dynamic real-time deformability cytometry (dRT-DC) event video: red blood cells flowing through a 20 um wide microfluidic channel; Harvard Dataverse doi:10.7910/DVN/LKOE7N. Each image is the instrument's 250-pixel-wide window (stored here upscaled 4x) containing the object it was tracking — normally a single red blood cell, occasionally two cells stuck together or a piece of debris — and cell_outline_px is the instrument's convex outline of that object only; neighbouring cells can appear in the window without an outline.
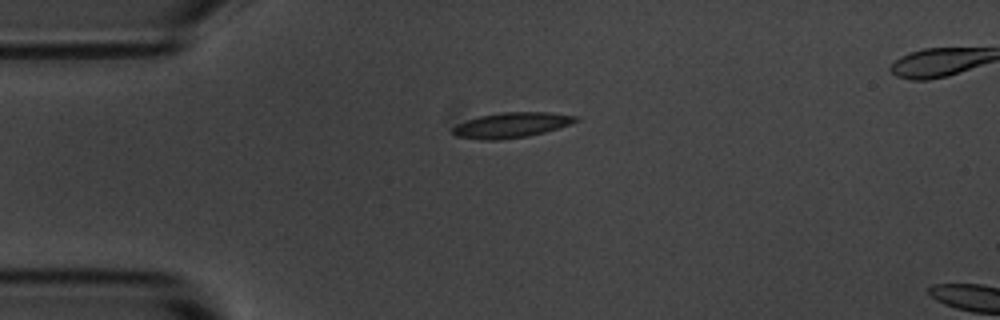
{"species": "common noctule bat (a hibernating species)", "species_latin": "Nyctalus noctula", "temperature_condition": "room temperature", "stored_images_in_passage": 3, "camera_frame_rate_fps": 3000, "um_per_image_px": 0.085, "animal": {"sex": "male", "body_mass_g": 20.1, "forearm_length_mm": 53.5}, "frame": {"image": 1, "passage_image": 1, "time_ms": 0.0, "image_size_px": [1000, 320], "cell_outline_px": [[580, 120], [572, 124], [544, 132], [528, 136], [500, 140], [480, 140], [456, 136], [452, 132], [452, 128], [456, 124], [480, 116], [504, 112], [548, 112], [580, 116]], "centroid_in_image_um": [43.51, 10.63], "position_along_channel_um": 41.5, "area_um2": 18.21}}